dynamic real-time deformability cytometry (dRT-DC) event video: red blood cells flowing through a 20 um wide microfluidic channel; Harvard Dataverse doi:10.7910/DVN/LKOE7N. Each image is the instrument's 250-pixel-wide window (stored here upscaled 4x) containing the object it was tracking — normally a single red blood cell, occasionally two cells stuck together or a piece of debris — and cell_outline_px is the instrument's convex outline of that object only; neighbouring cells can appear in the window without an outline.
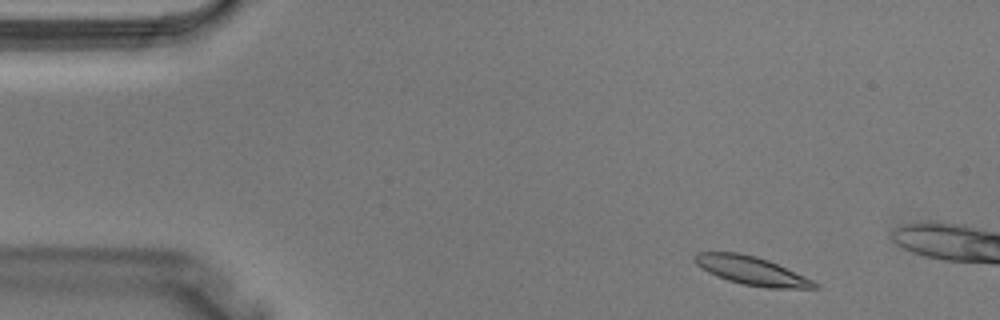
{"species": "Egyptian fruit bat (a non-hibernating species)", "species_latin": "Rousettus aegyptiacus", "temperature_condition": "warm", "stored_images_in_passage": 2, "camera_frame_rate_fps": 3000, "um_per_image_px": 0.085, "animal": {"sex": "male"}, "frame": {"image": 1, "passage_image": 1, "time_ms": 0.0, "image_size_px": [1000, 320], "cell_outline_px": [[820, 288], [768, 288], [740, 284], [728, 280], [708, 272], [696, 264], [692, 260], [692, 256], [696, 252], [740, 252], [756, 256], [768, 260], [804, 276], [820, 284]], "centroid_in_image_um": [63.85, 23.0], "position_along_channel_um": 21.1, "area_um2": 19.94}}